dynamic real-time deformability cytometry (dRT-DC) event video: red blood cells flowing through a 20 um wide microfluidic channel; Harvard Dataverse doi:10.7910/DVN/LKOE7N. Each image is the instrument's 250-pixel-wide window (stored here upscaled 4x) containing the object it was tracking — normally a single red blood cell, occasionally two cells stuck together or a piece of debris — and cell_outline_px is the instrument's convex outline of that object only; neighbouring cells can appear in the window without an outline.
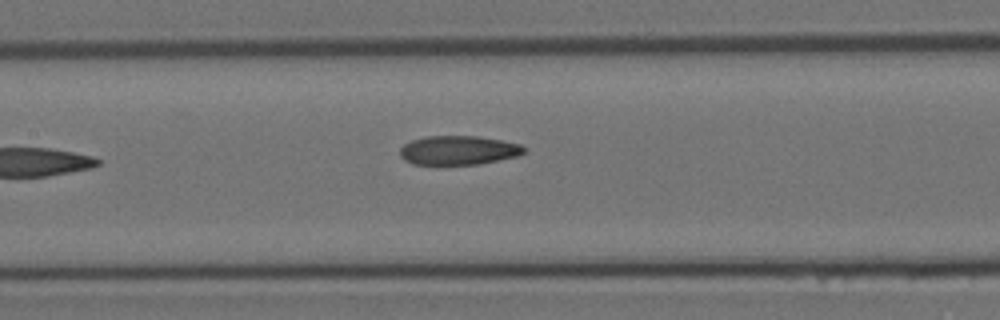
{"species": "Egyptian fruit bat (a non-hibernating species)", "species_latin": "Rousettus aegyptiacus", "temperature_condition": "room temperature", "stored_images_in_passage": 7, "camera_frame_rate_fps": 3000, "um_per_image_px": 0.085, "animal": {"sex": "female"}, "frame": {"image": 1, "passage_image": 7, "time_ms": 2.0, "image_size_px": [1000, 320], "cell_outline_px": [[528, 148], [520, 156], [480, 164], [412, 164], [404, 160], [400, 156], [400, 148], [404, 144], [412, 140], [428, 136], [476, 136], [500, 140], [520, 144]], "centroid_in_image_um": [38.99, 12.78], "position_along_channel_um": 168.4, "area_um2": 21.1}}